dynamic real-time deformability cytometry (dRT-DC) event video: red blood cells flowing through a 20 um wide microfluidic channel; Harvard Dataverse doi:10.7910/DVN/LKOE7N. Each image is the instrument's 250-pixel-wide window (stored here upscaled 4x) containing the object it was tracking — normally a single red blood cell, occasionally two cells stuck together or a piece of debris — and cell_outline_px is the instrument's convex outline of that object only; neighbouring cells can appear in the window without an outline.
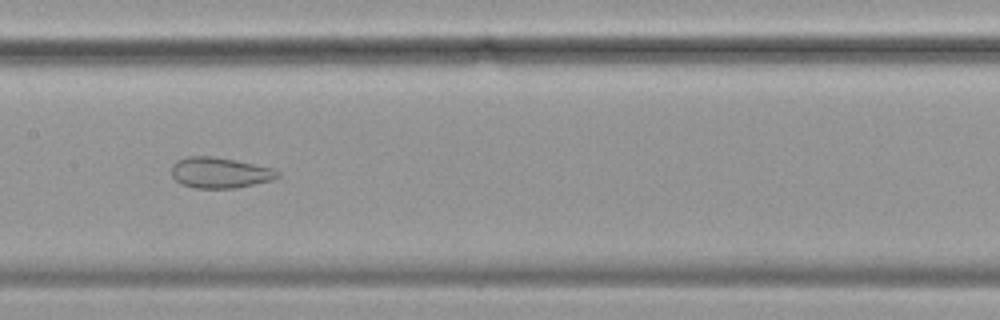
{"species": "common noctule bat (a hibernating species)", "species_latin": "Nyctalus noctula", "temperature_condition": "cold", "stored_images_in_passage": 57, "camera_frame_rate_fps": 3000, "um_per_image_px": 0.085, "animal": {"sex": "female", "body_mass_g": 19.9}, "frame": {"image": 1, "passage_image": 28, "time_ms": 9.0, "image_size_px": [1000, 320], "cell_outline_px": [[280, 176], [272, 180], [236, 188], [196, 188], [180, 184], [172, 176], [172, 164], [176, 160], [188, 156], [212, 156], [272, 168], [280, 172]], "centroid_in_image_um": [18.66, 14.68], "position_along_channel_um": 188.7, "area_um2": 18.9}}
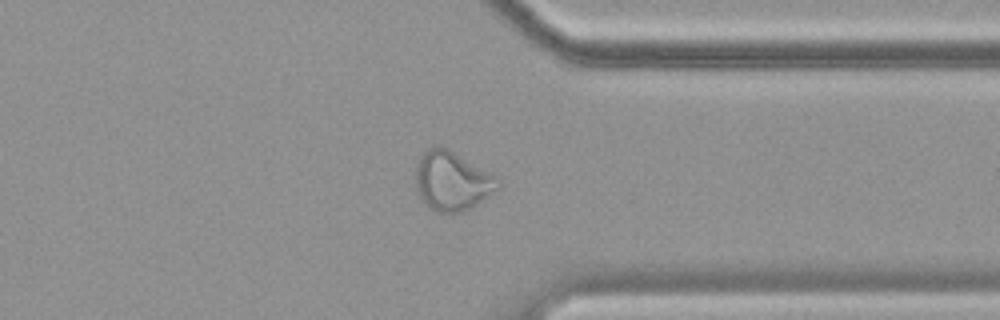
{"frame": {"image": 2, "passage_image": 44, "time_ms": 14.333, "image_size_px": [1000, 320], "cell_outline_px": [[500, 188], [472, 208], [464, 212], [436, 212], [428, 208], [416, 192], [416, 164], [420, 156], [432, 144], [440, 144], [448, 148], [496, 176], [500, 184]], "centroid_in_image_um": [38.4, 15.38], "position_along_channel_um": 373.0, "area_um2": 28.78}}
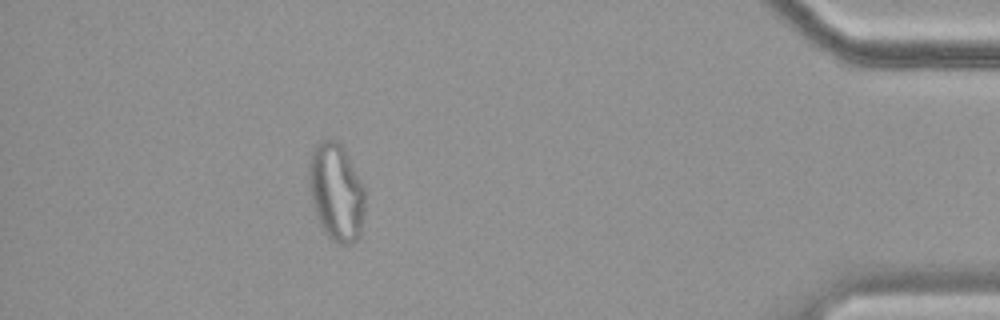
{"frame": {"image": 3, "passage_image": 51, "time_ms": 16.667, "image_size_px": [1000, 320], "cell_outline_px": [[364, 212], [360, 232], [356, 240], [348, 244], [340, 244], [332, 240], [324, 232], [312, 204], [308, 184], [308, 164], [312, 148], [320, 140], [336, 140], [344, 148], [364, 188]], "centroid_in_image_um": [28.55, 16.3], "position_along_channel_um": 406.7, "area_um2": 31.85}, "authors_computed_cell_mechanics": {"area_um2": 28.7844, "velocity_mm_per_s": 3.5059, "shape_relaxation_time_tau1_ms": null, "shape_relaxation_time_tau2_ms": 1.4783, "deformation_change_tau1": null, "deformation_change_tau2": 0.0902}}